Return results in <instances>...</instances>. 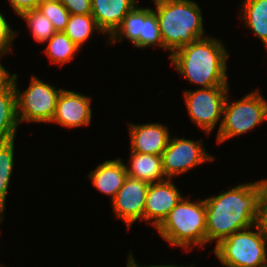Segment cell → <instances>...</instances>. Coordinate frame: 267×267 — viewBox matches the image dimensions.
I'll return each mask as SVG.
<instances>
[{"mask_svg":"<svg viewBox=\"0 0 267 267\" xmlns=\"http://www.w3.org/2000/svg\"><path fill=\"white\" fill-rule=\"evenodd\" d=\"M47 1H54V0H40V3L41 2H47Z\"/></svg>","mask_w":267,"mask_h":267,"instance_id":"cell-34","label":"cell"},{"mask_svg":"<svg viewBox=\"0 0 267 267\" xmlns=\"http://www.w3.org/2000/svg\"><path fill=\"white\" fill-rule=\"evenodd\" d=\"M72 15L91 14L92 0H59Z\"/></svg>","mask_w":267,"mask_h":267,"instance_id":"cell-27","label":"cell"},{"mask_svg":"<svg viewBox=\"0 0 267 267\" xmlns=\"http://www.w3.org/2000/svg\"><path fill=\"white\" fill-rule=\"evenodd\" d=\"M241 11L246 27L261 39L267 50V0H244Z\"/></svg>","mask_w":267,"mask_h":267,"instance_id":"cell-18","label":"cell"},{"mask_svg":"<svg viewBox=\"0 0 267 267\" xmlns=\"http://www.w3.org/2000/svg\"><path fill=\"white\" fill-rule=\"evenodd\" d=\"M262 223L266 229V232H267V208H265V211H264V215H263V219H262Z\"/></svg>","mask_w":267,"mask_h":267,"instance_id":"cell-32","label":"cell"},{"mask_svg":"<svg viewBox=\"0 0 267 267\" xmlns=\"http://www.w3.org/2000/svg\"><path fill=\"white\" fill-rule=\"evenodd\" d=\"M15 139L0 144V215L4 216L6 196L14 166Z\"/></svg>","mask_w":267,"mask_h":267,"instance_id":"cell-22","label":"cell"},{"mask_svg":"<svg viewBox=\"0 0 267 267\" xmlns=\"http://www.w3.org/2000/svg\"><path fill=\"white\" fill-rule=\"evenodd\" d=\"M18 125L16 92L11 83L0 92V144L15 139Z\"/></svg>","mask_w":267,"mask_h":267,"instance_id":"cell-17","label":"cell"},{"mask_svg":"<svg viewBox=\"0 0 267 267\" xmlns=\"http://www.w3.org/2000/svg\"><path fill=\"white\" fill-rule=\"evenodd\" d=\"M137 48H146L152 46H159L164 48L158 20L153 9L145 8V23L142 28V33L139 39L133 44Z\"/></svg>","mask_w":267,"mask_h":267,"instance_id":"cell-24","label":"cell"},{"mask_svg":"<svg viewBox=\"0 0 267 267\" xmlns=\"http://www.w3.org/2000/svg\"><path fill=\"white\" fill-rule=\"evenodd\" d=\"M228 52L221 40L206 36L176 50L171 62L178 73L200 88L228 86Z\"/></svg>","mask_w":267,"mask_h":267,"instance_id":"cell-2","label":"cell"},{"mask_svg":"<svg viewBox=\"0 0 267 267\" xmlns=\"http://www.w3.org/2000/svg\"><path fill=\"white\" fill-rule=\"evenodd\" d=\"M148 187L149 183L127 176L112 200L116 217L122 219L128 228L137 220H144Z\"/></svg>","mask_w":267,"mask_h":267,"instance_id":"cell-10","label":"cell"},{"mask_svg":"<svg viewBox=\"0 0 267 267\" xmlns=\"http://www.w3.org/2000/svg\"><path fill=\"white\" fill-rule=\"evenodd\" d=\"M37 10L53 24L56 32L65 30L70 13L59 0L41 2Z\"/></svg>","mask_w":267,"mask_h":267,"instance_id":"cell-25","label":"cell"},{"mask_svg":"<svg viewBox=\"0 0 267 267\" xmlns=\"http://www.w3.org/2000/svg\"><path fill=\"white\" fill-rule=\"evenodd\" d=\"M262 182L265 185V204H266V208H267V179H262Z\"/></svg>","mask_w":267,"mask_h":267,"instance_id":"cell-33","label":"cell"},{"mask_svg":"<svg viewBox=\"0 0 267 267\" xmlns=\"http://www.w3.org/2000/svg\"><path fill=\"white\" fill-rule=\"evenodd\" d=\"M228 86L198 88L184 92L185 104L192 122L196 123L207 135L222 119L225 100L228 96Z\"/></svg>","mask_w":267,"mask_h":267,"instance_id":"cell-8","label":"cell"},{"mask_svg":"<svg viewBox=\"0 0 267 267\" xmlns=\"http://www.w3.org/2000/svg\"><path fill=\"white\" fill-rule=\"evenodd\" d=\"M13 75H10L0 63V92L4 91L12 83Z\"/></svg>","mask_w":267,"mask_h":267,"instance_id":"cell-29","label":"cell"},{"mask_svg":"<svg viewBox=\"0 0 267 267\" xmlns=\"http://www.w3.org/2000/svg\"><path fill=\"white\" fill-rule=\"evenodd\" d=\"M135 6L136 0H92L91 15L101 33L110 37Z\"/></svg>","mask_w":267,"mask_h":267,"instance_id":"cell-14","label":"cell"},{"mask_svg":"<svg viewBox=\"0 0 267 267\" xmlns=\"http://www.w3.org/2000/svg\"><path fill=\"white\" fill-rule=\"evenodd\" d=\"M16 31L10 28L6 18L0 12V58L11 51V43L16 36Z\"/></svg>","mask_w":267,"mask_h":267,"instance_id":"cell-26","label":"cell"},{"mask_svg":"<svg viewBox=\"0 0 267 267\" xmlns=\"http://www.w3.org/2000/svg\"><path fill=\"white\" fill-rule=\"evenodd\" d=\"M183 197L172 179L149 184L144 220H151V224L157 229Z\"/></svg>","mask_w":267,"mask_h":267,"instance_id":"cell-11","label":"cell"},{"mask_svg":"<svg viewBox=\"0 0 267 267\" xmlns=\"http://www.w3.org/2000/svg\"><path fill=\"white\" fill-rule=\"evenodd\" d=\"M101 32L91 14H70L68 24L63 31L79 48L90 38L92 32Z\"/></svg>","mask_w":267,"mask_h":267,"instance_id":"cell-21","label":"cell"},{"mask_svg":"<svg viewBox=\"0 0 267 267\" xmlns=\"http://www.w3.org/2000/svg\"><path fill=\"white\" fill-rule=\"evenodd\" d=\"M201 140L182 138L169 139L166 149L162 152V166L166 178L172 179L193 167L207 161L213 156L206 152Z\"/></svg>","mask_w":267,"mask_h":267,"instance_id":"cell-9","label":"cell"},{"mask_svg":"<svg viewBox=\"0 0 267 267\" xmlns=\"http://www.w3.org/2000/svg\"><path fill=\"white\" fill-rule=\"evenodd\" d=\"M3 219H4V217H2V216L0 215V223H2Z\"/></svg>","mask_w":267,"mask_h":267,"instance_id":"cell-35","label":"cell"},{"mask_svg":"<svg viewBox=\"0 0 267 267\" xmlns=\"http://www.w3.org/2000/svg\"><path fill=\"white\" fill-rule=\"evenodd\" d=\"M130 164L126 167L128 177L139 179L149 184L166 180L163 172L162 156L148 153L130 152Z\"/></svg>","mask_w":267,"mask_h":267,"instance_id":"cell-16","label":"cell"},{"mask_svg":"<svg viewBox=\"0 0 267 267\" xmlns=\"http://www.w3.org/2000/svg\"><path fill=\"white\" fill-rule=\"evenodd\" d=\"M13 11L19 16L26 11L37 9L40 0H9Z\"/></svg>","mask_w":267,"mask_h":267,"instance_id":"cell-28","label":"cell"},{"mask_svg":"<svg viewBox=\"0 0 267 267\" xmlns=\"http://www.w3.org/2000/svg\"><path fill=\"white\" fill-rule=\"evenodd\" d=\"M225 100L217 143L246 133L267 119V100L258 90L235 102Z\"/></svg>","mask_w":267,"mask_h":267,"instance_id":"cell-6","label":"cell"},{"mask_svg":"<svg viewBox=\"0 0 267 267\" xmlns=\"http://www.w3.org/2000/svg\"><path fill=\"white\" fill-rule=\"evenodd\" d=\"M17 74L12 83L16 92L17 118L20 122L49 123L52 121L58 97L63 89L45 83L38 77H31L28 89L21 92L17 88Z\"/></svg>","mask_w":267,"mask_h":267,"instance_id":"cell-7","label":"cell"},{"mask_svg":"<svg viewBox=\"0 0 267 267\" xmlns=\"http://www.w3.org/2000/svg\"><path fill=\"white\" fill-rule=\"evenodd\" d=\"M45 54L53 64L60 66L71 61L79 51V47L64 33L56 32L48 41Z\"/></svg>","mask_w":267,"mask_h":267,"instance_id":"cell-20","label":"cell"},{"mask_svg":"<svg viewBox=\"0 0 267 267\" xmlns=\"http://www.w3.org/2000/svg\"><path fill=\"white\" fill-rule=\"evenodd\" d=\"M160 34L169 57L178 49L204 36L203 16L192 0H154Z\"/></svg>","mask_w":267,"mask_h":267,"instance_id":"cell-3","label":"cell"},{"mask_svg":"<svg viewBox=\"0 0 267 267\" xmlns=\"http://www.w3.org/2000/svg\"><path fill=\"white\" fill-rule=\"evenodd\" d=\"M91 97L83 94L62 90L57 101L52 123L68 128L87 126L91 122Z\"/></svg>","mask_w":267,"mask_h":267,"instance_id":"cell-12","label":"cell"},{"mask_svg":"<svg viewBox=\"0 0 267 267\" xmlns=\"http://www.w3.org/2000/svg\"><path fill=\"white\" fill-rule=\"evenodd\" d=\"M239 230L221 240L213 253L226 267H263L267 265V232L262 223Z\"/></svg>","mask_w":267,"mask_h":267,"instance_id":"cell-5","label":"cell"},{"mask_svg":"<svg viewBox=\"0 0 267 267\" xmlns=\"http://www.w3.org/2000/svg\"><path fill=\"white\" fill-rule=\"evenodd\" d=\"M128 126L131 152L162 155L170 139L168 127L160 123H129Z\"/></svg>","mask_w":267,"mask_h":267,"instance_id":"cell-13","label":"cell"},{"mask_svg":"<svg viewBox=\"0 0 267 267\" xmlns=\"http://www.w3.org/2000/svg\"><path fill=\"white\" fill-rule=\"evenodd\" d=\"M88 176L93 186L103 194L111 196L112 201L123 186L128 174L122 159L117 158L99 164Z\"/></svg>","mask_w":267,"mask_h":267,"instance_id":"cell-15","label":"cell"},{"mask_svg":"<svg viewBox=\"0 0 267 267\" xmlns=\"http://www.w3.org/2000/svg\"><path fill=\"white\" fill-rule=\"evenodd\" d=\"M206 208V244L216 245L233 233L262 221L265 185L262 180L239 184L217 196L204 199Z\"/></svg>","mask_w":267,"mask_h":267,"instance_id":"cell-1","label":"cell"},{"mask_svg":"<svg viewBox=\"0 0 267 267\" xmlns=\"http://www.w3.org/2000/svg\"><path fill=\"white\" fill-rule=\"evenodd\" d=\"M145 23V8L135 6L123 19L120 26L109 37L107 42L111 45L121 41L124 37L134 44L142 33Z\"/></svg>","mask_w":267,"mask_h":267,"instance_id":"cell-19","label":"cell"},{"mask_svg":"<svg viewBox=\"0 0 267 267\" xmlns=\"http://www.w3.org/2000/svg\"><path fill=\"white\" fill-rule=\"evenodd\" d=\"M148 267H189V266H177L176 264L175 265H150ZM190 267H194V265H191Z\"/></svg>","mask_w":267,"mask_h":267,"instance_id":"cell-31","label":"cell"},{"mask_svg":"<svg viewBox=\"0 0 267 267\" xmlns=\"http://www.w3.org/2000/svg\"><path fill=\"white\" fill-rule=\"evenodd\" d=\"M157 231L172 246L182 247L189 252L194 245L206 246L204 199L191 202L190 199L183 197L169 212Z\"/></svg>","mask_w":267,"mask_h":267,"instance_id":"cell-4","label":"cell"},{"mask_svg":"<svg viewBox=\"0 0 267 267\" xmlns=\"http://www.w3.org/2000/svg\"><path fill=\"white\" fill-rule=\"evenodd\" d=\"M126 267H148V266H139L134 257H133V254L130 252L129 253V257H128V260H127V265Z\"/></svg>","mask_w":267,"mask_h":267,"instance_id":"cell-30","label":"cell"},{"mask_svg":"<svg viewBox=\"0 0 267 267\" xmlns=\"http://www.w3.org/2000/svg\"><path fill=\"white\" fill-rule=\"evenodd\" d=\"M20 17L27 22L33 38L39 43L48 41L56 33L53 24L37 9L23 12Z\"/></svg>","mask_w":267,"mask_h":267,"instance_id":"cell-23","label":"cell"}]
</instances>
